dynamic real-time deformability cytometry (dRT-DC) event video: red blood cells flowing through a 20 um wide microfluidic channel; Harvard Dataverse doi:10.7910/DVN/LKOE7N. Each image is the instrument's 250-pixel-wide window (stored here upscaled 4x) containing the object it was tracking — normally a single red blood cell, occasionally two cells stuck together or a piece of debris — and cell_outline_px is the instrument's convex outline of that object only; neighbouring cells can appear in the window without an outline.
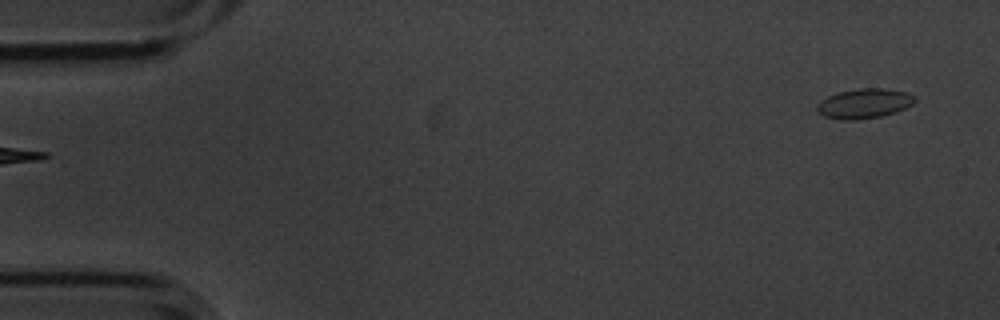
{"species": "common noctule bat (a hibernating species)", "species_latin": "Nyctalus noctula", "temperature_condition": "cold", "stored_images_in_passage": 2, "segment_of_instrument_passage": [2, 2], "camera_frame_rate_fps": 3000, "um_per_image_px": 0.085, "animal": {"sex": "male", "body_mass_g": 20.1, "forearm_length_mm": 53.5}, "frame": {"image": 1, "passage_image": 2, "time_ms": 0.333, "image_size_px": [1000, 320], "cell_outline_px": [[916, 100], [912, 104], [896, 112], [880, 116], [856, 120], [844, 120], [824, 116], [816, 112], [816, 104], [820, 100], [836, 92], [860, 88], [880, 88], [904, 92], [916, 96]], "centroid_in_image_um": [73.41, 8.8], "position_along_channel_um": 11.6, "area_um2": 16.99}}